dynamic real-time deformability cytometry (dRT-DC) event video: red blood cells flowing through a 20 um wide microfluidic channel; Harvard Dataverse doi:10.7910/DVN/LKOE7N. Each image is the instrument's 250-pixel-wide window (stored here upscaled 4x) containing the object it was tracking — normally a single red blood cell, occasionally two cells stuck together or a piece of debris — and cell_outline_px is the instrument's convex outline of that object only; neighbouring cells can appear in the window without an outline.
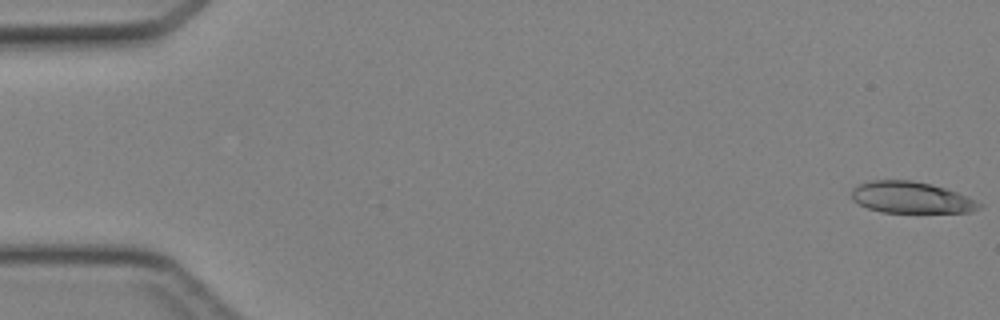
{"species": "Egyptian fruit bat (a non-hibernating species)", "species_latin": "Rousettus aegyptiacus", "temperature_condition": "cold", "stored_images_in_passage": 46, "camera_frame_rate_fps": 3000, "um_per_image_px": 0.085, "animal": {"sex": "female"}, "frame": {"image": 1, "passage_image": 1, "time_ms": 0.0, "image_size_px": [1000, 320], "cell_outline_px": [[984, 204], [980, 208], [972, 212], [880, 212], [868, 208], [852, 200], [852, 188], [868, 180], [912, 180], [932, 184], [956, 192], [976, 200]], "centroid_in_image_um": [77.45, 16.78], "position_along_channel_um": 7.6, "area_um2": 23.41}}
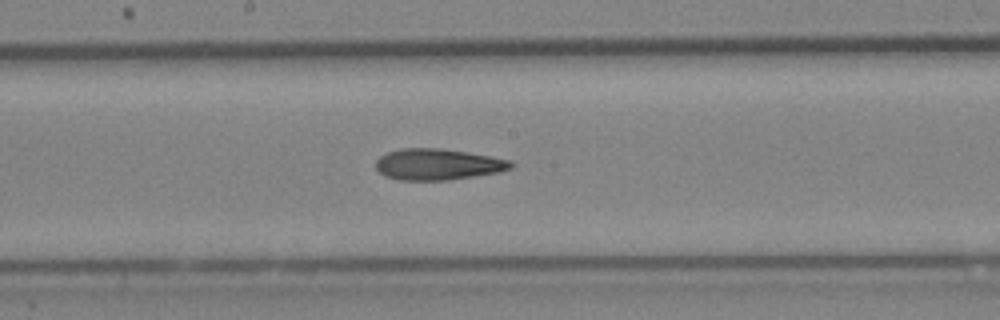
{"frame": {"image": 2, "passage_image": 25, "time_ms": 8.0, "image_size_px": [1000, 320], "cell_outline_px": [[516, 164], [512, 168], [496, 172], [448, 180], [396, 180], [384, 176], [376, 168], [376, 160], [380, 156], [388, 152], [404, 148], [440, 148], [512, 160]], "centroid_in_image_um": [37.19, 13.97], "position_along_channel_um": 211.0, "area_um2": 24.39}}
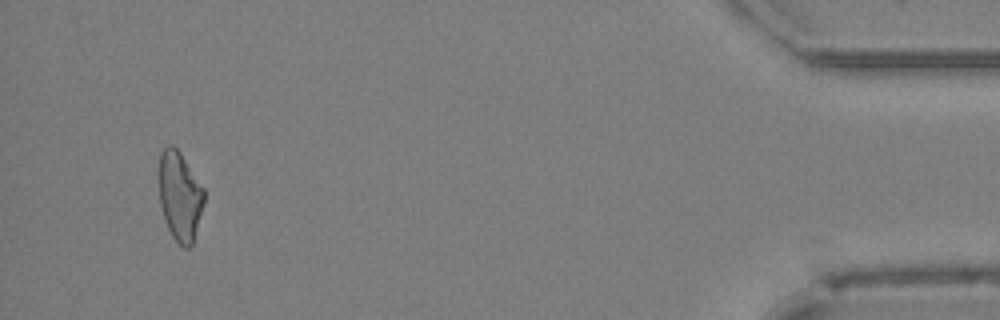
{"frame": {"image": 3, "passage_image": 44, "time_ms": 14.333, "image_size_px": [1000, 320], "cell_outline_px": [[204, 204], [192, 244], [188, 248], [184, 248], [172, 236], [168, 228], [160, 204], [160, 152], [168, 144], [172, 144], [180, 152], [204, 188]], "centroid_in_image_um": [15.3, 16.65], "position_along_channel_um": 419.9, "area_um2": 23.12}}